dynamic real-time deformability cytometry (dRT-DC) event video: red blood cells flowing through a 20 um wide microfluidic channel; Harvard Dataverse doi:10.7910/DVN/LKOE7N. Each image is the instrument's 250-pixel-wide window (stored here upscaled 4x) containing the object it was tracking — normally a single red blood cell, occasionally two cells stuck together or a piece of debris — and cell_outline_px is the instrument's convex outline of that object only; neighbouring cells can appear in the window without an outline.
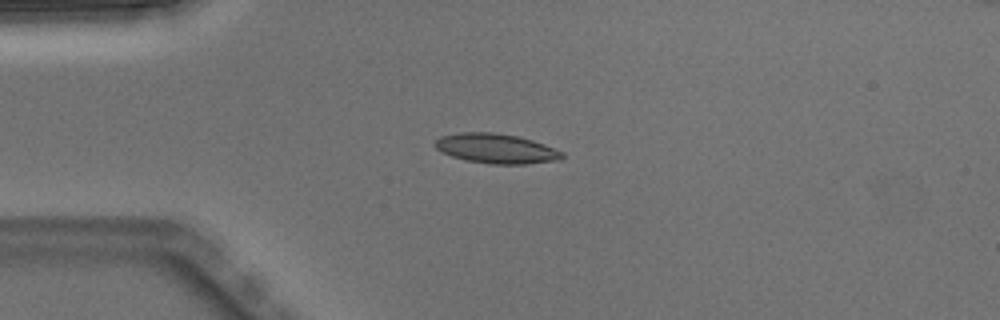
{"species": "Egyptian fruit bat (a non-hibernating species)", "species_latin": "Rousettus aegyptiacus", "temperature_condition": "warm", "stored_images_in_passage": 3, "camera_frame_rate_fps": 3000, "um_per_image_px": 0.085, "animal": {"sex": "male"}, "frame": {"image": 1, "passage_image": 2, "time_ms": 0.333, "image_size_px": [1000, 320], "cell_outline_px": [[564, 156], [560, 160], [524, 164], [492, 164], [468, 160], [452, 156], [436, 148], [432, 144], [440, 136], [460, 132], [492, 132], [516, 136], [532, 140], [544, 144], [564, 152]], "centroid_in_image_um": [42.18, 12.62], "position_along_channel_um": 42.8, "area_um2": 21.91}}
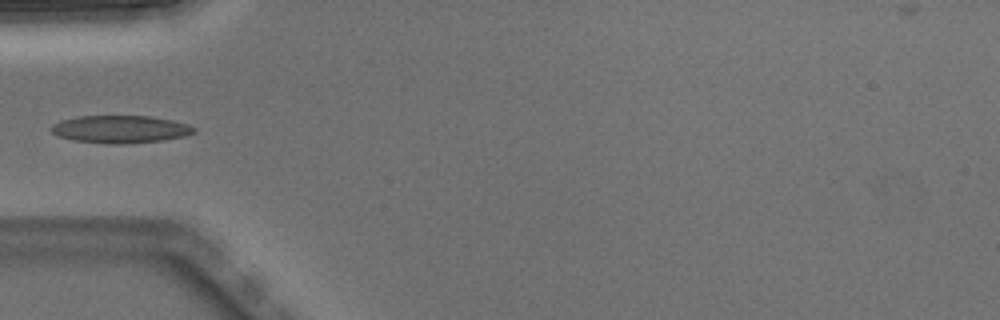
{"frame": {"image": 2, "passage_image": 3, "time_ms": 0.667, "image_size_px": [1000, 320], "cell_outline_px": [[196, 132], [184, 136], [160, 140], [120, 144], [108, 144], [72, 140], [60, 136], [52, 132], [52, 124], [60, 120], [80, 116], [152, 116], [172, 120], [188, 124], [196, 128]], "centroid_in_image_um": [10.24, 10.98], "position_along_channel_um": 74.8, "area_um2": 22.83}}